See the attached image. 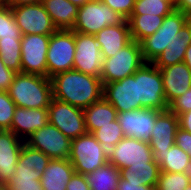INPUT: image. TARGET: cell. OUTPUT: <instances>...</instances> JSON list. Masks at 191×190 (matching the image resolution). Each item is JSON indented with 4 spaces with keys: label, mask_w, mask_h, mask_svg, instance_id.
I'll use <instances>...</instances> for the list:
<instances>
[{
    "label": "cell",
    "mask_w": 191,
    "mask_h": 190,
    "mask_svg": "<svg viewBox=\"0 0 191 190\" xmlns=\"http://www.w3.org/2000/svg\"><path fill=\"white\" fill-rule=\"evenodd\" d=\"M185 190H191V183L185 188Z\"/></svg>",
    "instance_id": "obj_49"
},
{
    "label": "cell",
    "mask_w": 191,
    "mask_h": 190,
    "mask_svg": "<svg viewBox=\"0 0 191 190\" xmlns=\"http://www.w3.org/2000/svg\"><path fill=\"white\" fill-rule=\"evenodd\" d=\"M85 176L91 190H117L121 175L119 169L107 162Z\"/></svg>",
    "instance_id": "obj_29"
},
{
    "label": "cell",
    "mask_w": 191,
    "mask_h": 190,
    "mask_svg": "<svg viewBox=\"0 0 191 190\" xmlns=\"http://www.w3.org/2000/svg\"><path fill=\"white\" fill-rule=\"evenodd\" d=\"M25 143L51 159H69L70 156L71 139L50 123L30 135Z\"/></svg>",
    "instance_id": "obj_12"
},
{
    "label": "cell",
    "mask_w": 191,
    "mask_h": 190,
    "mask_svg": "<svg viewBox=\"0 0 191 190\" xmlns=\"http://www.w3.org/2000/svg\"><path fill=\"white\" fill-rule=\"evenodd\" d=\"M187 67L191 70V44L187 47L183 61Z\"/></svg>",
    "instance_id": "obj_47"
},
{
    "label": "cell",
    "mask_w": 191,
    "mask_h": 190,
    "mask_svg": "<svg viewBox=\"0 0 191 190\" xmlns=\"http://www.w3.org/2000/svg\"><path fill=\"white\" fill-rule=\"evenodd\" d=\"M66 190H91L86 176L74 173L66 186Z\"/></svg>",
    "instance_id": "obj_42"
},
{
    "label": "cell",
    "mask_w": 191,
    "mask_h": 190,
    "mask_svg": "<svg viewBox=\"0 0 191 190\" xmlns=\"http://www.w3.org/2000/svg\"><path fill=\"white\" fill-rule=\"evenodd\" d=\"M49 123L48 108L16 107L10 130L25 141L30 135Z\"/></svg>",
    "instance_id": "obj_17"
},
{
    "label": "cell",
    "mask_w": 191,
    "mask_h": 190,
    "mask_svg": "<svg viewBox=\"0 0 191 190\" xmlns=\"http://www.w3.org/2000/svg\"><path fill=\"white\" fill-rule=\"evenodd\" d=\"M69 161L75 173L86 175L108 162V151L87 132L71 140Z\"/></svg>",
    "instance_id": "obj_4"
},
{
    "label": "cell",
    "mask_w": 191,
    "mask_h": 190,
    "mask_svg": "<svg viewBox=\"0 0 191 190\" xmlns=\"http://www.w3.org/2000/svg\"><path fill=\"white\" fill-rule=\"evenodd\" d=\"M117 190H155V187L130 183L120 176Z\"/></svg>",
    "instance_id": "obj_43"
},
{
    "label": "cell",
    "mask_w": 191,
    "mask_h": 190,
    "mask_svg": "<svg viewBox=\"0 0 191 190\" xmlns=\"http://www.w3.org/2000/svg\"><path fill=\"white\" fill-rule=\"evenodd\" d=\"M160 110L141 108L118 112L117 120L125 137L148 142Z\"/></svg>",
    "instance_id": "obj_16"
},
{
    "label": "cell",
    "mask_w": 191,
    "mask_h": 190,
    "mask_svg": "<svg viewBox=\"0 0 191 190\" xmlns=\"http://www.w3.org/2000/svg\"><path fill=\"white\" fill-rule=\"evenodd\" d=\"M191 44V18L183 25L177 38L152 63L159 69L184 61L187 47Z\"/></svg>",
    "instance_id": "obj_24"
},
{
    "label": "cell",
    "mask_w": 191,
    "mask_h": 190,
    "mask_svg": "<svg viewBox=\"0 0 191 190\" xmlns=\"http://www.w3.org/2000/svg\"><path fill=\"white\" fill-rule=\"evenodd\" d=\"M166 103L184 94L191 87V70L184 62L160 69Z\"/></svg>",
    "instance_id": "obj_21"
},
{
    "label": "cell",
    "mask_w": 191,
    "mask_h": 190,
    "mask_svg": "<svg viewBox=\"0 0 191 190\" xmlns=\"http://www.w3.org/2000/svg\"><path fill=\"white\" fill-rule=\"evenodd\" d=\"M75 56V32L57 29L50 35L47 51V77L73 69Z\"/></svg>",
    "instance_id": "obj_8"
},
{
    "label": "cell",
    "mask_w": 191,
    "mask_h": 190,
    "mask_svg": "<svg viewBox=\"0 0 191 190\" xmlns=\"http://www.w3.org/2000/svg\"><path fill=\"white\" fill-rule=\"evenodd\" d=\"M15 167L14 175L2 186L4 190H43L40 182L41 174L28 164V145L26 143L22 147Z\"/></svg>",
    "instance_id": "obj_20"
},
{
    "label": "cell",
    "mask_w": 191,
    "mask_h": 190,
    "mask_svg": "<svg viewBox=\"0 0 191 190\" xmlns=\"http://www.w3.org/2000/svg\"><path fill=\"white\" fill-rule=\"evenodd\" d=\"M53 98L85 109L103 97L101 78L75 69L51 77Z\"/></svg>",
    "instance_id": "obj_1"
},
{
    "label": "cell",
    "mask_w": 191,
    "mask_h": 190,
    "mask_svg": "<svg viewBox=\"0 0 191 190\" xmlns=\"http://www.w3.org/2000/svg\"><path fill=\"white\" fill-rule=\"evenodd\" d=\"M50 35L25 34L21 39V72L47 77Z\"/></svg>",
    "instance_id": "obj_11"
},
{
    "label": "cell",
    "mask_w": 191,
    "mask_h": 190,
    "mask_svg": "<svg viewBox=\"0 0 191 190\" xmlns=\"http://www.w3.org/2000/svg\"><path fill=\"white\" fill-rule=\"evenodd\" d=\"M153 159L158 163L161 172L189 173L191 159L189 155L176 144L165 152H152Z\"/></svg>",
    "instance_id": "obj_26"
},
{
    "label": "cell",
    "mask_w": 191,
    "mask_h": 190,
    "mask_svg": "<svg viewBox=\"0 0 191 190\" xmlns=\"http://www.w3.org/2000/svg\"><path fill=\"white\" fill-rule=\"evenodd\" d=\"M179 127V118L169 110L162 111L156 118L148 141L152 152H165L175 144L176 131Z\"/></svg>",
    "instance_id": "obj_19"
},
{
    "label": "cell",
    "mask_w": 191,
    "mask_h": 190,
    "mask_svg": "<svg viewBox=\"0 0 191 190\" xmlns=\"http://www.w3.org/2000/svg\"><path fill=\"white\" fill-rule=\"evenodd\" d=\"M175 144L183 149L191 159V133L178 127L176 131Z\"/></svg>",
    "instance_id": "obj_41"
},
{
    "label": "cell",
    "mask_w": 191,
    "mask_h": 190,
    "mask_svg": "<svg viewBox=\"0 0 191 190\" xmlns=\"http://www.w3.org/2000/svg\"><path fill=\"white\" fill-rule=\"evenodd\" d=\"M51 158L38 149L32 148L28 145V164L40 174L44 172Z\"/></svg>",
    "instance_id": "obj_37"
},
{
    "label": "cell",
    "mask_w": 191,
    "mask_h": 190,
    "mask_svg": "<svg viewBox=\"0 0 191 190\" xmlns=\"http://www.w3.org/2000/svg\"><path fill=\"white\" fill-rule=\"evenodd\" d=\"M168 110L177 116L191 111V87L184 94L174 99L168 105Z\"/></svg>",
    "instance_id": "obj_38"
},
{
    "label": "cell",
    "mask_w": 191,
    "mask_h": 190,
    "mask_svg": "<svg viewBox=\"0 0 191 190\" xmlns=\"http://www.w3.org/2000/svg\"><path fill=\"white\" fill-rule=\"evenodd\" d=\"M175 9V0H136L131 15L166 16Z\"/></svg>",
    "instance_id": "obj_32"
},
{
    "label": "cell",
    "mask_w": 191,
    "mask_h": 190,
    "mask_svg": "<svg viewBox=\"0 0 191 190\" xmlns=\"http://www.w3.org/2000/svg\"><path fill=\"white\" fill-rule=\"evenodd\" d=\"M4 4L8 1V0H1Z\"/></svg>",
    "instance_id": "obj_50"
},
{
    "label": "cell",
    "mask_w": 191,
    "mask_h": 190,
    "mask_svg": "<svg viewBox=\"0 0 191 190\" xmlns=\"http://www.w3.org/2000/svg\"><path fill=\"white\" fill-rule=\"evenodd\" d=\"M24 143L11 130H0V187L14 175Z\"/></svg>",
    "instance_id": "obj_18"
},
{
    "label": "cell",
    "mask_w": 191,
    "mask_h": 190,
    "mask_svg": "<svg viewBox=\"0 0 191 190\" xmlns=\"http://www.w3.org/2000/svg\"><path fill=\"white\" fill-rule=\"evenodd\" d=\"M175 9L182 11L191 18V0H175Z\"/></svg>",
    "instance_id": "obj_45"
},
{
    "label": "cell",
    "mask_w": 191,
    "mask_h": 190,
    "mask_svg": "<svg viewBox=\"0 0 191 190\" xmlns=\"http://www.w3.org/2000/svg\"><path fill=\"white\" fill-rule=\"evenodd\" d=\"M48 120L71 140L87 133L83 109L55 98L48 107Z\"/></svg>",
    "instance_id": "obj_9"
},
{
    "label": "cell",
    "mask_w": 191,
    "mask_h": 190,
    "mask_svg": "<svg viewBox=\"0 0 191 190\" xmlns=\"http://www.w3.org/2000/svg\"><path fill=\"white\" fill-rule=\"evenodd\" d=\"M103 97L118 112L140 109L137 90V71L124 79L103 85Z\"/></svg>",
    "instance_id": "obj_15"
},
{
    "label": "cell",
    "mask_w": 191,
    "mask_h": 190,
    "mask_svg": "<svg viewBox=\"0 0 191 190\" xmlns=\"http://www.w3.org/2000/svg\"><path fill=\"white\" fill-rule=\"evenodd\" d=\"M8 93L16 107L30 109L48 108L53 98L50 78L24 72L15 75Z\"/></svg>",
    "instance_id": "obj_2"
},
{
    "label": "cell",
    "mask_w": 191,
    "mask_h": 190,
    "mask_svg": "<svg viewBox=\"0 0 191 190\" xmlns=\"http://www.w3.org/2000/svg\"><path fill=\"white\" fill-rule=\"evenodd\" d=\"M88 133L117 119V110L104 97L83 110Z\"/></svg>",
    "instance_id": "obj_25"
},
{
    "label": "cell",
    "mask_w": 191,
    "mask_h": 190,
    "mask_svg": "<svg viewBox=\"0 0 191 190\" xmlns=\"http://www.w3.org/2000/svg\"><path fill=\"white\" fill-rule=\"evenodd\" d=\"M165 16L143 14L131 15L127 20L132 40L140 42L161 27Z\"/></svg>",
    "instance_id": "obj_30"
},
{
    "label": "cell",
    "mask_w": 191,
    "mask_h": 190,
    "mask_svg": "<svg viewBox=\"0 0 191 190\" xmlns=\"http://www.w3.org/2000/svg\"><path fill=\"white\" fill-rule=\"evenodd\" d=\"M95 37L103 59L114 56L116 51L124 48L132 41L129 23L126 19L118 25L104 27L95 34Z\"/></svg>",
    "instance_id": "obj_22"
},
{
    "label": "cell",
    "mask_w": 191,
    "mask_h": 190,
    "mask_svg": "<svg viewBox=\"0 0 191 190\" xmlns=\"http://www.w3.org/2000/svg\"><path fill=\"white\" fill-rule=\"evenodd\" d=\"M110 7L113 11L118 12L124 19H128L133 10L136 0H100Z\"/></svg>",
    "instance_id": "obj_39"
},
{
    "label": "cell",
    "mask_w": 191,
    "mask_h": 190,
    "mask_svg": "<svg viewBox=\"0 0 191 190\" xmlns=\"http://www.w3.org/2000/svg\"><path fill=\"white\" fill-rule=\"evenodd\" d=\"M57 29H72L78 8L69 0H40Z\"/></svg>",
    "instance_id": "obj_27"
},
{
    "label": "cell",
    "mask_w": 191,
    "mask_h": 190,
    "mask_svg": "<svg viewBox=\"0 0 191 190\" xmlns=\"http://www.w3.org/2000/svg\"><path fill=\"white\" fill-rule=\"evenodd\" d=\"M189 19L188 15L177 9L166 15L161 27L139 42L145 62L152 63L167 49V45L177 38V34Z\"/></svg>",
    "instance_id": "obj_5"
},
{
    "label": "cell",
    "mask_w": 191,
    "mask_h": 190,
    "mask_svg": "<svg viewBox=\"0 0 191 190\" xmlns=\"http://www.w3.org/2000/svg\"><path fill=\"white\" fill-rule=\"evenodd\" d=\"M125 19L100 0H91L78 8L74 32L95 35L104 27L118 25Z\"/></svg>",
    "instance_id": "obj_6"
},
{
    "label": "cell",
    "mask_w": 191,
    "mask_h": 190,
    "mask_svg": "<svg viewBox=\"0 0 191 190\" xmlns=\"http://www.w3.org/2000/svg\"><path fill=\"white\" fill-rule=\"evenodd\" d=\"M15 108L9 93L0 91V130H10Z\"/></svg>",
    "instance_id": "obj_36"
},
{
    "label": "cell",
    "mask_w": 191,
    "mask_h": 190,
    "mask_svg": "<svg viewBox=\"0 0 191 190\" xmlns=\"http://www.w3.org/2000/svg\"><path fill=\"white\" fill-rule=\"evenodd\" d=\"M190 183L189 173L160 172L155 190H185Z\"/></svg>",
    "instance_id": "obj_35"
},
{
    "label": "cell",
    "mask_w": 191,
    "mask_h": 190,
    "mask_svg": "<svg viewBox=\"0 0 191 190\" xmlns=\"http://www.w3.org/2000/svg\"><path fill=\"white\" fill-rule=\"evenodd\" d=\"M17 72L7 68L0 58V91L8 92Z\"/></svg>",
    "instance_id": "obj_40"
},
{
    "label": "cell",
    "mask_w": 191,
    "mask_h": 190,
    "mask_svg": "<svg viewBox=\"0 0 191 190\" xmlns=\"http://www.w3.org/2000/svg\"><path fill=\"white\" fill-rule=\"evenodd\" d=\"M160 172L158 163L150 161L145 164H132L126 169H121L120 175L130 183L156 187Z\"/></svg>",
    "instance_id": "obj_28"
},
{
    "label": "cell",
    "mask_w": 191,
    "mask_h": 190,
    "mask_svg": "<svg viewBox=\"0 0 191 190\" xmlns=\"http://www.w3.org/2000/svg\"><path fill=\"white\" fill-rule=\"evenodd\" d=\"M75 169L69 159H51L41 174L43 190H66Z\"/></svg>",
    "instance_id": "obj_23"
},
{
    "label": "cell",
    "mask_w": 191,
    "mask_h": 190,
    "mask_svg": "<svg viewBox=\"0 0 191 190\" xmlns=\"http://www.w3.org/2000/svg\"><path fill=\"white\" fill-rule=\"evenodd\" d=\"M145 60L140 43L132 40L124 48L116 51L114 56L104 58L100 75L102 84L118 81L133 75Z\"/></svg>",
    "instance_id": "obj_3"
},
{
    "label": "cell",
    "mask_w": 191,
    "mask_h": 190,
    "mask_svg": "<svg viewBox=\"0 0 191 190\" xmlns=\"http://www.w3.org/2000/svg\"><path fill=\"white\" fill-rule=\"evenodd\" d=\"M137 90L140 109L168 110L161 71L151 62H145L137 70Z\"/></svg>",
    "instance_id": "obj_7"
},
{
    "label": "cell",
    "mask_w": 191,
    "mask_h": 190,
    "mask_svg": "<svg viewBox=\"0 0 191 190\" xmlns=\"http://www.w3.org/2000/svg\"><path fill=\"white\" fill-rule=\"evenodd\" d=\"M22 36L11 7L0 5V40L22 39Z\"/></svg>",
    "instance_id": "obj_34"
},
{
    "label": "cell",
    "mask_w": 191,
    "mask_h": 190,
    "mask_svg": "<svg viewBox=\"0 0 191 190\" xmlns=\"http://www.w3.org/2000/svg\"><path fill=\"white\" fill-rule=\"evenodd\" d=\"M0 58L7 68L21 72V39L0 40Z\"/></svg>",
    "instance_id": "obj_31"
},
{
    "label": "cell",
    "mask_w": 191,
    "mask_h": 190,
    "mask_svg": "<svg viewBox=\"0 0 191 190\" xmlns=\"http://www.w3.org/2000/svg\"><path fill=\"white\" fill-rule=\"evenodd\" d=\"M40 0H8L5 4L9 7L37 3Z\"/></svg>",
    "instance_id": "obj_46"
},
{
    "label": "cell",
    "mask_w": 191,
    "mask_h": 190,
    "mask_svg": "<svg viewBox=\"0 0 191 190\" xmlns=\"http://www.w3.org/2000/svg\"><path fill=\"white\" fill-rule=\"evenodd\" d=\"M92 134L108 152L125 137L117 119L100 127Z\"/></svg>",
    "instance_id": "obj_33"
},
{
    "label": "cell",
    "mask_w": 191,
    "mask_h": 190,
    "mask_svg": "<svg viewBox=\"0 0 191 190\" xmlns=\"http://www.w3.org/2000/svg\"><path fill=\"white\" fill-rule=\"evenodd\" d=\"M72 4L76 5L77 7L83 6L85 3L91 0H69Z\"/></svg>",
    "instance_id": "obj_48"
},
{
    "label": "cell",
    "mask_w": 191,
    "mask_h": 190,
    "mask_svg": "<svg viewBox=\"0 0 191 190\" xmlns=\"http://www.w3.org/2000/svg\"><path fill=\"white\" fill-rule=\"evenodd\" d=\"M11 10L22 35H51L57 30L41 1L13 6Z\"/></svg>",
    "instance_id": "obj_10"
},
{
    "label": "cell",
    "mask_w": 191,
    "mask_h": 190,
    "mask_svg": "<svg viewBox=\"0 0 191 190\" xmlns=\"http://www.w3.org/2000/svg\"><path fill=\"white\" fill-rule=\"evenodd\" d=\"M150 161L155 160L149 142L131 137H124L108 152V162L119 170Z\"/></svg>",
    "instance_id": "obj_13"
},
{
    "label": "cell",
    "mask_w": 191,
    "mask_h": 190,
    "mask_svg": "<svg viewBox=\"0 0 191 190\" xmlns=\"http://www.w3.org/2000/svg\"><path fill=\"white\" fill-rule=\"evenodd\" d=\"M178 118L179 127L191 133V111L180 114Z\"/></svg>",
    "instance_id": "obj_44"
},
{
    "label": "cell",
    "mask_w": 191,
    "mask_h": 190,
    "mask_svg": "<svg viewBox=\"0 0 191 190\" xmlns=\"http://www.w3.org/2000/svg\"><path fill=\"white\" fill-rule=\"evenodd\" d=\"M102 64L103 55L95 35L75 32L73 69L100 78Z\"/></svg>",
    "instance_id": "obj_14"
}]
</instances>
